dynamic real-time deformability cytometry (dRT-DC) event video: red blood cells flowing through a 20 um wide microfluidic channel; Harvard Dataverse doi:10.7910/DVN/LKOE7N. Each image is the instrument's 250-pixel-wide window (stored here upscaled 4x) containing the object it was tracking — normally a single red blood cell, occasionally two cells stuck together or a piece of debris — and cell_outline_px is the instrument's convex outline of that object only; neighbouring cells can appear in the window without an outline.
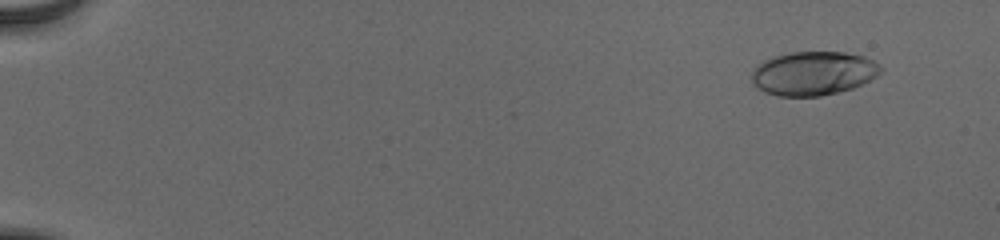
{"species": "human", "species_latin": "Homo sapiens", "temperature_condition": "cold", "stored_images_in_passage": 55, "camera_frame_rate_fps": 3000, "um_per_image_px": 0.085, "donor": {"sex": "male"}, "frame": {"image": 1, "passage_image": 5, "time_ms": 1.333, "image_size_px": [1000, 240], "cell_outline_px": [[884, 68], [876, 76], [852, 88], [820, 96], [776, 96], [764, 92], [752, 80], [752, 68], [756, 64], [772, 56], [792, 52], [844, 52], [864, 56], [880, 64]], "centroid_in_image_um": [69.11, 6.22], "position_along_channel_um": 15.9, "area_um2": 32.95}}
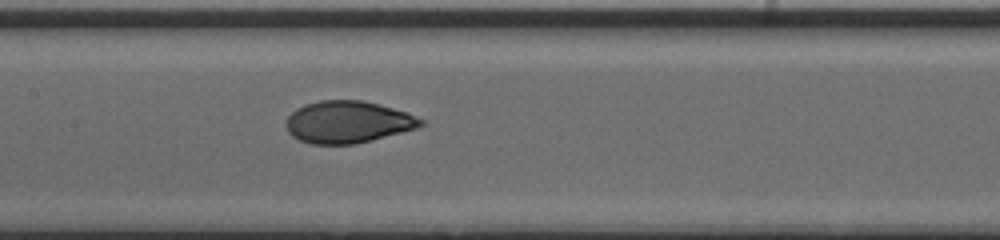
{"frame": {"image": 2, "passage_image": 30, "time_ms": 9.667, "image_size_px": [1000, 240], "cell_outline_px": [[428, 124], [416, 128], [356, 144], [312, 144], [300, 140], [292, 136], [288, 132], [284, 124], [284, 120], [296, 108], [304, 104], [320, 100], [364, 100], [380, 104], [408, 112], [424, 120]], "centroid_in_image_um": [29.56, 10.36], "position_along_channel_um": 177.8, "area_um2": 33.35}}
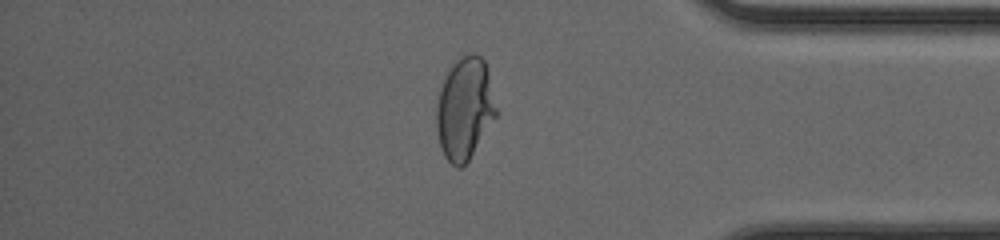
{"frame": {"image": 3, "passage_image": 48, "time_ms": 15.667, "image_size_px": [1000, 240], "cell_outline_px": [[496, 116], [468, 160], [460, 168], [456, 168], [444, 156], [440, 148], [436, 128], [436, 104], [440, 88], [448, 72], [456, 60], [472, 52], [480, 56], [484, 60], [488, 68], [496, 108]], "centroid_in_image_um": [39.48, 9.23], "position_along_channel_um": 395.7, "area_um2": 35.26}, "authors_computed_cell_mechanics": {"area_um2": 33.235, "velocity_mm_per_s": 3.899, "shape_relaxation_time_tau1_ms": 4.1228, "shape_relaxation_time_tau2_ms": 0.7146, "deformation_change_tau1": 0.1878, "deformation_change_tau2": 0.0496}}